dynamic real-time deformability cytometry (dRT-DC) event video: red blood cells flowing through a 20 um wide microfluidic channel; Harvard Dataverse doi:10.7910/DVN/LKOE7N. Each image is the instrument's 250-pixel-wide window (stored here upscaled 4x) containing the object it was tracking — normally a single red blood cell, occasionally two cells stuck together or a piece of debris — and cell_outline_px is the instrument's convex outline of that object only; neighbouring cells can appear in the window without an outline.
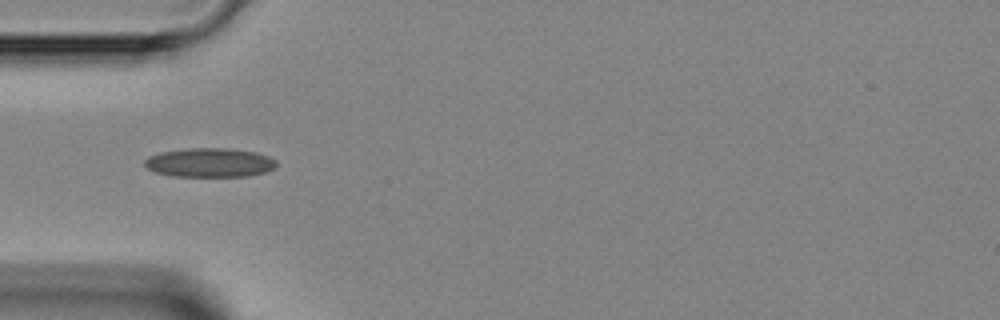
{"species": "Egyptian fruit bat (a non-hibernating species)", "species_latin": "Rousettus aegyptiacus", "temperature_condition": "room temperature", "stored_images_in_passage": 1, "camera_frame_rate_fps": 3000, "um_per_image_px": 0.085, "animal": {"sex": "female"}, "frame": {"image": 1, "passage_image": 1, "time_ms": 0.0, "image_size_px": [1000, 320], "cell_outline_px": [[276, 164], [272, 168], [264, 172], [248, 176], [172, 176], [156, 172], [144, 168], [144, 160], [148, 156], [160, 152], [188, 148], [228, 148], [256, 152], [268, 156], [276, 160]], "centroid_in_image_um": [17.77, 13.81], "position_along_channel_um": 67.2, "area_um2": 22.37}}